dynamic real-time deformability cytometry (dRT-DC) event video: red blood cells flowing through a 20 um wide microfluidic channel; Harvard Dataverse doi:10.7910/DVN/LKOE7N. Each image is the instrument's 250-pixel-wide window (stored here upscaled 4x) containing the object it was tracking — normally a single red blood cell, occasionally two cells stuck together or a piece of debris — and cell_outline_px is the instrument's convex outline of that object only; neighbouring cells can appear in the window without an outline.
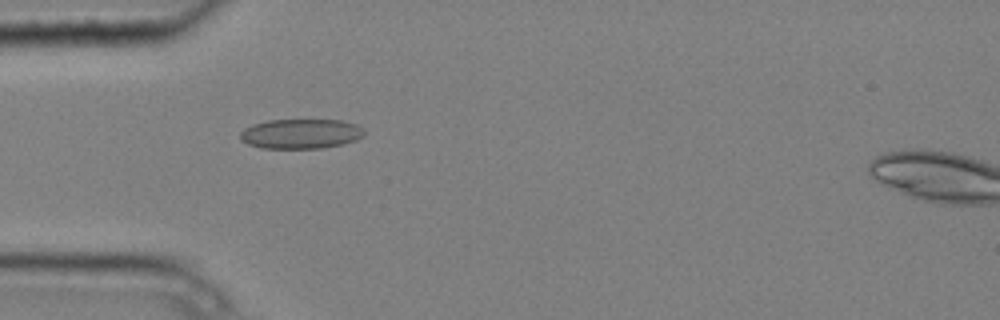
{"species": "common noctule bat (a hibernating species)", "species_latin": "Nyctalus noctula", "temperature_condition": "cold", "stored_images_in_passage": 2, "camera_frame_rate_fps": 3000, "um_per_image_px": 0.085, "animal": {"sex": "male", "body_mass_g": 20.4}, "frame": {"image": 1, "passage_image": 1, "time_ms": 0.0, "image_size_px": [1000, 320], "cell_outline_px": [[364, 136], [356, 140], [344, 144], [324, 148], [260, 148], [248, 144], [240, 140], [240, 132], [244, 128], [252, 124], [268, 120], [344, 120], [356, 124], [364, 128]], "centroid_in_image_um": [25.58, 11.37], "position_along_channel_um": 59.4, "area_um2": 21.79}}